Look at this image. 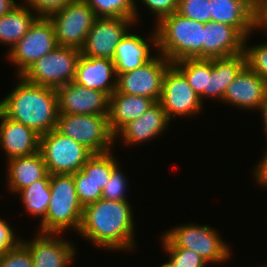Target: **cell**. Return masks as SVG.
Listing matches in <instances>:
<instances>
[{"instance_id": "cell-3", "label": "cell", "mask_w": 267, "mask_h": 267, "mask_svg": "<svg viewBox=\"0 0 267 267\" xmlns=\"http://www.w3.org/2000/svg\"><path fill=\"white\" fill-rule=\"evenodd\" d=\"M204 23L194 21L177 11L156 24L157 53L171 63L187 58H204Z\"/></svg>"}, {"instance_id": "cell-7", "label": "cell", "mask_w": 267, "mask_h": 267, "mask_svg": "<svg viewBox=\"0 0 267 267\" xmlns=\"http://www.w3.org/2000/svg\"><path fill=\"white\" fill-rule=\"evenodd\" d=\"M39 152L50 175L74 174L93 155L84 145L56 128L40 136Z\"/></svg>"}, {"instance_id": "cell-43", "label": "cell", "mask_w": 267, "mask_h": 267, "mask_svg": "<svg viewBox=\"0 0 267 267\" xmlns=\"http://www.w3.org/2000/svg\"><path fill=\"white\" fill-rule=\"evenodd\" d=\"M259 111H261V113H262V119H263L262 121H263V125H264V131L267 135V93L265 96V100L263 101L262 105L259 108Z\"/></svg>"}, {"instance_id": "cell-28", "label": "cell", "mask_w": 267, "mask_h": 267, "mask_svg": "<svg viewBox=\"0 0 267 267\" xmlns=\"http://www.w3.org/2000/svg\"><path fill=\"white\" fill-rule=\"evenodd\" d=\"M18 194L21 195L25 211L34 217H41L39 220L42 221L51 198L50 174L22 189Z\"/></svg>"}, {"instance_id": "cell-42", "label": "cell", "mask_w": 267, "mask_h": 267, "mask_svg": "<svg viewBox=\"0 0 267 267\" xmlns=\"http://www.w3.org/2000/svg\"><path fill=\"white\" fill-rule=\"evenodd\" d=\"M17 5L14 0H0V17L9 13Z\"/></svg>"}, {"instance_id": "cell-40", "label": "cell", "mask_w": 267, "mask_h": 267, "mask_svg": "<svg viewBox=\"0 0 267 267\" xmlns=\"http://www.w3.org/2000/svg\"><path fill=\"white\" fill-rule=\"evenodd\" d=\"M254 29L267 33V0H255Z\"/></svg>"}, {"instance_id": "cell-20", "label": "cell", "mask_w": 267, "mask_h": 267, "mask_svg": "<svg viewBox=\"0 0 267 267\" xmlns=\"http://www.w3.org/2000/svg\"><path fill=\"white\" fill-rule=\"evenodd\" d=\"M204 58H226L244 53L245 37L233 26L209 21L204 26Z\"/></svg>"}, {"instance_id": "cell-17", "label": "cell", "mask_w": 267, "mask_h": 267, "mask_svg": "<svg viewBox=\"0 0 267 267\" xmlns=\"http://www.w3.org/2000/svg\"><path fill=\"white\" fill-rule=\"evenodd\" d=\"M73 82L88 89L99 90L110 97L117 89L115 64L109 58L85 57L81 54Z\"/></svg>"}, {"instance_id": "cell-33", "label": "cell", "mask_w": 267, "mask_h": 267, "mask_svg": "<svg viewBox=\"0 0 267 267\" xmlns=\"http://www.w3.org/2000/svg\"><path fill=\"white\" fill-rule=\"evenodd\" d=\"M120 165H116L112 169V174L104 189L102 190V199L116 200V201H128L125 192L127 191L128 181L122 170L120 171Z\"/></svg>"}, {"instance_id": "cell-26", "label": "cell", "mask_w": 267, "mask_h": 267, "mask_svg": "<svg viewBox=\"0 0 267 267\" xmlns=\"http://www.w3.org/2000/svg\"><path fill=\"white\" fill-rule=\"evenodd\" d=\"M38 17L22 3L0 17V43L10 47L8 52L25 36Z\"/></svg>"}, {"instance_id": "cell-16", "label": "cell", "mask_w": 267, "mask_h": 267, "mask_svg": "<svg viewBox=\"0 0 267 267\" xmlns=\"http://www.w3.org/2000/svg\"><path fill=\"white\" fill-rule=\"evenodd\" d=\"M267 93V83L247 65L228 86L222 102L241 109L259 110Z\"/></svg>"}, {"instance_id": "cell-4", "label": "cell", "mask_w": 267, "mask_h": 267, "mask_svg": "<svg viewBox=\"0 0 267 267\" xmlns=\"http://www.w3.org/2000/svg\"><path fill=\"white\" fill-rule=\"evenodd\" d=\"M51 198L45 218L40 222V233L60 234L72 228L79 231L83 206L75 189L73 174L50 175Z\"/></svg>"}, {"instance_id": "cell-39", "label": "cell", "mask_w": 267, "mask_h": 267, "mask_svg": "<svg viewBox=\"0 0 267 267\" xmlns=\"http://www.w3.org/2000/svg\"><path fill=\"white\" fill-rule=\"evenodd\" d=\"M21 242L19 237L16 238L14 230L11 228L6 219L0 218V255L13 249Z\"/></svg>"}, {"instance_id": "cell-13", "label": "cell", "mask_w": 267, "mask_h": 267, "mask_svg": "<svg viewBox=\"0 0 267 267\" xmlns=\"http://www.w3.org/2000/svg\"><path fill=\"white\" fill-rule=\"evenodd\" d=\"M135 22L128 18H96L81 54L85 57L113 59L117 45Z\"/></svg>"}, {"instance_id": "cell-38", "label": "cell", "mask_w": 267, "mask_h": 267, "mask_svg": "<svg viewBox=\"0 0 267 267\" xmlns=\"http://www.w3.org/2000/svg\"><path fill=\"white\" fill-rule=\"evenodd\" d=\"M140 3H143L152 14H156V24H158L165 16L176 12L179 6V0H141Z\"/></svg>"}, {"instance_id": "cell-21", "label": "cell", "mask_w": 267, "mask_h": 267, "mask_svg": "<svg viewBox=\"0 0 267 267\" xmlns=\"http://www.w3.org/2000/svg\"><path fill=\"white\" fill-rule=\"evenodd\" d=\"M122 38L116 47L113 62L115 64L116 73H126L141 67L149 62L155 55H151L150 46L157 49V32L154 29L151 36L149 35L150 43L137 34L129 33Z\"/></svg>"}, {"instance_id": "cell-15", "label": "cell", "mask_w": 267, "mask_h": 267, "mask_svg": "<svg viewBox=\"0 0 267 267\" xmlns=\"http://www.w3.org/2000/svg\"><path fill=\"white\" fill-rule=\"evenodd\" d=\"M59 114H109V97L76 83L69 82L56 89Z\"/></svg>"}, {"instance_id": "cell-10", "label": "cell", "mask_w": 267, "mask_h": 267, "mask_svg": "<svg viewBox=\"0 0 267 267\" xmlns=\"http://www.w3.org/2000/svg\"><path fill=\"white\" fill-rule=\"evenodd\" d=\"M96 18L85 0H72L63 9L51 14L49 19L54 25L58 46L81 50Z\"/></svg>"}, {"instance_id": "cell-44", "label": "cell", "mask_w": 267, "mask_h": 267, "mask_svg": "<svg viewBox=\"0 0 267 267\" xmlns=\"http://www.w3.org/2000/svg\"><path fill=\"white\" fill-rule=\"evenodd\" d=\"M160 267H170L169 264H167V262H165L164 264H162Z\"/></svg>"}, {"instance_id": "cell-25", "label": "cell", "mask_w": 267, "mask_h": 267, "mask_svg": "<svg viewBox=\"0 0 267 267\" xmlns=\"http://www.w3.org/2000/svg\"><path fill=\"white\" fill-rule=\"evenodd\" d=\"M245 66L244 53L226 58H212L211 76H208V97L222 102L228 86Z\"/></svg>"}, {"instance_id": "cell-24", "label": "cell", "mask_w": 267, "mask_h": 267, "mask_svg": "<svg viewBox=\"0 0 267 267\" xmlns=\"http://www.w3.org/2000/svg\"><path fill=\"white\" fill-rule=\"evenodd\" d=\"M7 162V187L15 194L49 174L39 151L30 156L9 159Z\"/></svg>"}, {"instance_id": "cell-41", "label": "cell", "mask_w": 267, "mask_h": 267, "mask_svg": "<svg viewBox=\"0 0 267 267\" xmlns=\"http://www.w3.org/2000/svg\"><path fill=\"white\" fill-rule=\"evenodd\" d=\"M265 152L263 158L258 161L259 163L254 169L253 176L255 177L256 183L267 189V149Z\"/></svg>"}, {"instance_id": "cell-12", "label": "cell", "mask_w": 267, "mask_h": 267, "mask_svg": "<svg viewBox=\"0 0 267 267\" xmlns=\"http://www.w3.org/2000/svg\"><path fill=\"white\" fill-rule=\"evenodd\" d=\"M159 103L170 121L177 116H195L204 109L200 97L173 64L165 73Z\"/></svg>"}, {"instance_id": "cell-23", "label": "cell", "mask_w": 267, "mask_h": 267, "mask_svg": "<svg viewBox=\"0 0 267 267\" xmlns=\"http://www.w3.org/2000/svg\"><path fill=\"white\" fill-rule=\"evenodd\" d=\"M155 101L144 96L113 92L109 97V127L115 136L126 124L137 119Z\"/></svg>"}, {"instance_id": "cell-27", "label": "cell", "mask_w": 267, "mask_h": 267, "mask_svg": "<svg viewBox=\"0 0 267 267\" xmlns=\"http://www.w3.org/2000/svg\"><path fill=\"white\" fill-rule=\"evenodd\" d=\"M186 78L190 87L203 103L208 98V76H211V59L187 58L172 63Z\"/></svg>"}, {"instance_id": "cell-14", "label": "cell", "mask_w": 267, "mask_h": 267, "mask_svg": "<svg viewBox=\"0 0 267 267\" xmlns=\"http://www.w3.org/2000/svg\"><path fill=\"white\" fill-rule=\"evenodd\" d=\"M37 236V237H36ZM32 241L21 243L29 250L33 267H69L76 255V248L70 241L54 233H40Z\"/></svg>"}, {"instance_id": "cell-18", "label": "cell", "mask_w": 267, "mask_h": 267, "mask_svg": "<svg viewBox=\"0 0 267 267\" xmlns=\"http://www.w3.org/2000/svg\"><path fill=\"white\" fill-rule=\"evenodd\" d=\"M0 121V145L8 157L6 160L39 151L41 135L35 130L8 118L1 110Z\"/></svg>"}, {"instance_id": "cell-36", "label": "cell", "mask_w": 267, "mask_h": 267, "mask_svg": "<svg viewBox=\"0 0 267 267\" xmlns=\"http://www.w3.org/2000/svg\"><path fill=\"white\" fill-rule=\"evenodd\" d=\"M0 267H33L31 254L20 242L13 249L0 255Z\"/></svg>"}, {"instance_id": "cell-32", "label": "cell", "mask_w": 267, "mask_h": 267, "mask_svg": "<svg viewBox=\"0 0 267 267\" xmlns=\"http://www.w3.org/2000/svg\"><path fill=\"white\" fill-rule=\"evenodd\" d=\"M78 200L83 208L102 198V190L81 171L73 174Z\"/></svg>"}, {"instance_id": "cell-8", "label": "cell", "mask_w": 267, "mask_h": 267, "mask_svg": "<svg viewBox=\"0 0 267 267\" xmlns=\"http://www.w3.org/2000/svg\"><path fill=\"white\" fill-rule=\"evenodd\" d=\"M80 56L79 49L57 46L37 60L21 76L33 84L58 89L74 80Z\"/></svg>"}, {"instance_id": "cell-30", "label": "cell", "mask_w": 267, "mask_h": 267, "mask_svg": "<svg viewBox=\"0 0 267 267\" xmlns=\"http://www.w3.org/2000/svg\"><path fill=\"white\" fill-rule=\"evenodd\" d=\"M113 152L93 154L80 169L89 180L104 189L111 177L112 169L118 164Z\"/></svg>"}, {"instance_id": "cell-1", "label": "cell", "mask_w": 267, "mask_h": 267, "mask_svg": "<svg viewBox=\"0 0 267 267\" xmlns=\"http://www.w3.org/2000/svg\"><path fill=\"white\" fill-rule=\"evenodd\" d=\"M128 201L100 199L84 207L79 235L99 249L134 250L135 225Z\"/></svg>"}, {"instance_id": "cell-22", "label": "cell", "mask_w": 267, "mask_h": 267, "mask_svg": "<svg viewBox=\"0 0 267 267\" xmlns=\"http://www.w3.org/2000/svg\"><path fill=\"white\" fill-rule=\"evenodd\" d=\"M211 21L235 27L245 38L254 29L255 0H210Z\"/></svg>"}, {"instance_id": "cell-6", "label": "cell", "mask_w": 267, "mask_h": 267, "mask_svg": "<svg viewBox=\"0 0 267 267\" xmlns=\"http://www.w3.org/2000/svg\"><path fill=\"white\" fill-rule=\"evenodd\" d=\"M56 129L84 145L93 154L113 151L115 136L110 130L108 115L58 114Z\"/></svg>"}, {"instance_id": "cell-34", "label": "cell", "mask_w": 267, "mask_h": 267, "mask_svg": "<svg viewBox=\"0 0 267 267\" xmlns=\"http://www.w3.org/2000/svg\"><path fill=\"white\" fill-rule=\"evenodd\" d=\"M177 12L204 24L211 21L210 0H179Z\"/></svg>"}, {"instance_id": "cell-19", "label": "cell", "mask_w": 267, "mask_h": 267, "mask_svg": "<svg viewBox=\"0 0 267 267\" xmlns=\"http://www.w3.org/2000/svg\"><path fill=\"white\" fill-rule=\"evenodd\" d=\"M169 124L170 120L162 105L159 102H155L140 117L126 124L115 135V140L116 138H122V143L130 146L146 143L161 136Z\"/></svg>"}, {"instance_id": "cell-37", "label": "cell", "mask_w": 267, "mask_h": 267, "mask_svg": "<svg viewBox=\"0 0 267 267\" xmlns=\"http://www.w3.org/2000/svg\"><path fill=\"white\" fill-rule=\"evenodd\" d=\"M26 7L36 12L39 17H49L56 11L63 9L72 0H24ZM27 2V4H26Z\"/></svg>"}, {"instance_id": "cell-9", "label": "cell", "mask_w": 267, "mask_h": 267, "mask_svg": "<svg viewBox=\"0 0 267 267\" xmlns=\"http://www.w3.org/2000/svg\"><path fill=\"white\" fill-rule=\"evenodd\" d=\"M57 46L52 21L49 17H38L25 36L7 53V58L18 67V77Z\"/></svg>"}, {"instance_id": "cell-5", "label": "cell", "mask_w": 267, "mask_h": 267, "mask_svg": "<svg viewBox=\"0 0 267 267\" xmlns=\"http://www.w3.org/2000/svg\"><path fill=\"white\" fill-rule=\"evenodd\" d=\"M217 232L208 225L182 224L165 231L161 246L193 250L208 264H222L229 260L232 253L230 246Z\"/></svg>"}, {"instance_id": "cell-11", "label": "cell", "mask_w": 267, "mask_h": 267, "mask_svg": "<svg viewBox=\"0 0 267 267\" xmlns=\"http://www.w3.org/2000/svg\"><path fill=\"white\" fill-rule=\"evenodd\" d=\"M172 63L162 54H157L141 67L117 74V92L144 96L159 102L163 79Z\"/></svg>"}, {"instance_id": "cell-31", "label": "cell", "mask_w": 267, "mask_h": 267, "mask_svg": "<svg viewBox=\"0 0 267 267\" xmlns=\"http://www.w3.org/2000/svg\"><path fill=\"white\" fill-rule=\"evenodd\" d=\"M247 39L249 36L244 41L246 65L267 83V41L259 45L248 46Z\"/></svg>"}, {"instance_id": "cell-2", "label": "cell", "mask_w": 267, "mask_h": 267, "mask_svg": "<svg viewBox=\"0 0 267 267\" xmlns=\"http://www.w3.org/2000/svg\"><path fill=\"white\" fill-rule=\"evenodd\" d=\"M19 82L0 100V110L10 119L21 122L43 135L57 126L56 89L33 84L18 76Z\"/></svg>"}, {"instance_id": "cell-29", "label": "cell", "mask_w": 267, "mask_h": 267, "mask_svg": "<svg viewBox=\"0 0 267 267\" xmlns=\"http://www.w3.org/2000/svg\"><path fill=\"white\" fill-rule=\"evenodd\" d=\"M97 18H128L138 20L135 0H85Z\"/></svg>"}, {"instance_id": "cell-35", "label": "cell", "mask_w": 267, "mask_h": 267, "mask_svg": "<svg viewBox=\"0 0 267 267\" xmlns=\"http://www.w3.org/2000/svg\"><path fill=\"white\" fill-rule=\"evenodd\" d=\"M170 256V267H205L207 262L195 251L184 248H164Z\"/></svg>"}]
</instances>
